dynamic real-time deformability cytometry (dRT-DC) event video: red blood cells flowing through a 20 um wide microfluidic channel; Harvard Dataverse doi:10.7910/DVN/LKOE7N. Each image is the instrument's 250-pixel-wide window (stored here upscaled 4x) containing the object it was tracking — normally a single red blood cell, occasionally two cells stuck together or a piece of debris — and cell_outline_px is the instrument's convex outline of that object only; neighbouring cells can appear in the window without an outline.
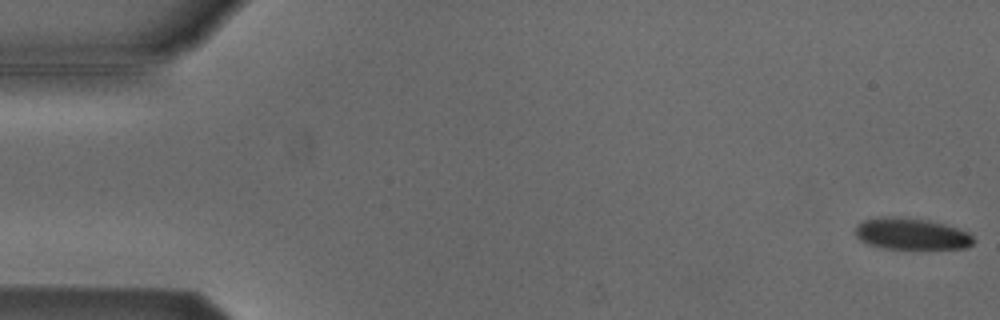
{"species": "Egyptian fruit bat (a non-hibernating species)", "species_latin": "Rousettus aegyptiacus", "temperature_condition": "cold", "stored_images_in_passage": 54, "camera_frame_rate_fps": 3000, "um_per_image_px": 0.085, "animal": {"sex": "male"}, "frame": {"image": 1, "passage_image": 1, "time_ms": 0.0, "image_size_px": [1000, 320], "cell_outline_px": [[976, 240], [968, 248], [884, 248], [868, 244], [860, 240], [856, 236], [856, 228], [864, 220], [884, 216], [896, 216], [928, 220], [944, 224], [968, 232]], "centroid_in_image_um": [77.48, 19.87], "position_along_channel_um": 7.5, "area_um2": 21.5}}
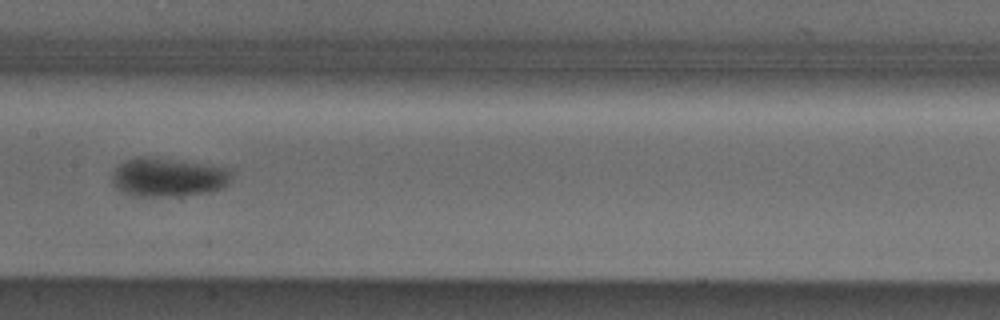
{"frame": {"image": 2, "passage_image": 27, "time_ms": 8.667, "image_size_px": [1000, 320], "cell_outline_px": [[232, 180], [224, 188], [212, 192], [168, 196], [136, 196], [124, 192], [116, 188], [112, 184], [112, 176], [116, 168], [124, 160], [136, 156], [148, 156], [232, 168]], "centroid_in_image_um": [14.33, 15.06], "position_along_channel_um": 193.1, "area_um2": 27.28}}
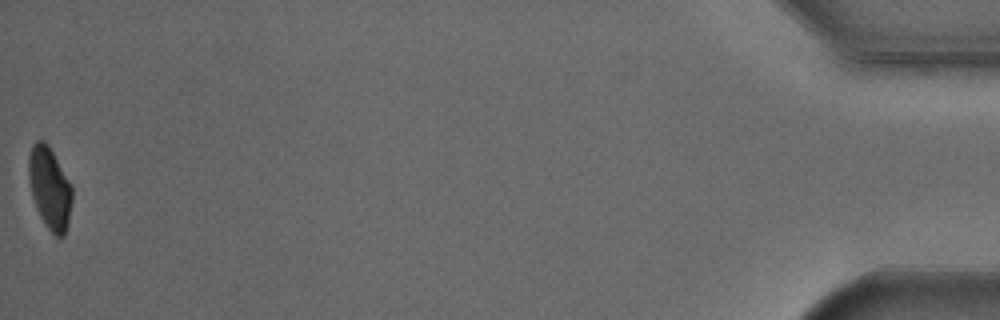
{"frame": {"image": 3, "passage_image": 54, "time_ms": 17.667, "image_size_px": [1000, 320], "cell_outline_px": [[72, 200], [68, 224], [64, 236], [60, 240], [48, 228], [40, 216], [36, 208], [32, 196], [28, 180], [28, 156], [32, 144], [36, 140], [44, 140], [48, 144], [72, 184]], "centroid_in_image_um": [4.22, 15.97], "position_along_channel_um": 431.0, "area_um2": 21.1}, "authors_computed_cell_mechanics": {"area_um2": 24.0737, "velocity_mm_per_s": 3.7994, "shape_relaxation_time_tau1_ms": 2.4044, "shape_relaxation_time_tau2_ms": null, "deformation_change_tau1": 0.0916, "deformation_change_tau2": null}}